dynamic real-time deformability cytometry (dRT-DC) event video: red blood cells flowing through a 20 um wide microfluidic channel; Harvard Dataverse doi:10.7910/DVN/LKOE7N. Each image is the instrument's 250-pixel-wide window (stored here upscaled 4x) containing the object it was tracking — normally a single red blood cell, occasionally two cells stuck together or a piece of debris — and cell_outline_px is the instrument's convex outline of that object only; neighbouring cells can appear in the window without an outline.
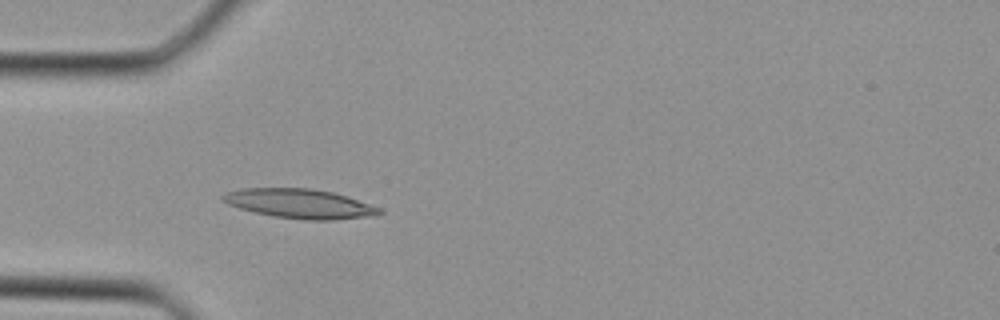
{"species": "Egyptian fruit bat (a non-hibernating species)", "species_latin": "Rousettus aegyptiacus", "temperature_condition": "cold", "stored_images_in_passage": 28, "camera_frame_rate_fps": 3000, "um_per_image_px": 0.085, "animal": {"sex": "female"}, "frame": {"image": 1, "passage_image": 1, "time_ms": 0.0, "image_size_px": [1000, 320], "cell_outline_px": [[384, 212], [376, 216], [332, 220], [308, 220], [276, 216], [256, 212], [240, 208], [228, 204], [220, 196], [228, 192], [240, 188], [312, 188], [332, 192], [348, 196], [380, 208]], "centroid_in_image_um": [25.53, 17.31], "position_along_channel_um": 59.5, "area_um2": 26.7}}
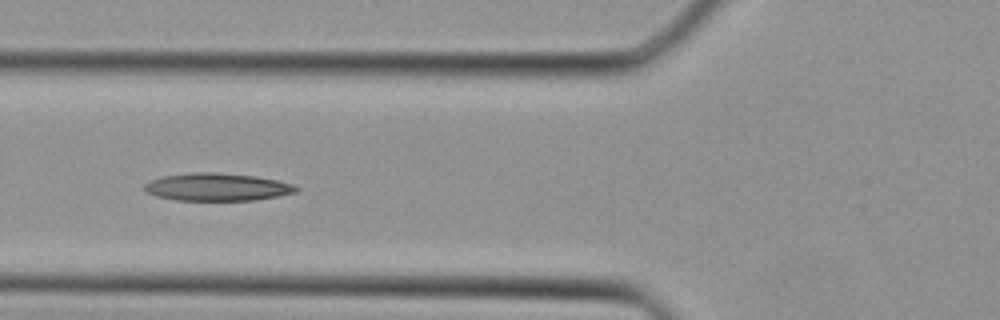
{"frame": {"image": 2, "passage_image": 4, "time_ms": 1.0, "image_size_px": [1000, 320], "cell_outline_px": [[300, 188], [296, 192], [256, 200], [176, 200], [156, 196], [144, 192], [144, 184], [160, 176], [192, 172], [216, 172], [256, 176], [276, 180], [292, 184]], "centroid_in_image_um": [18.42, 15.89], "position_along_channel_um": 107.4, "area_um2": 24.51}}
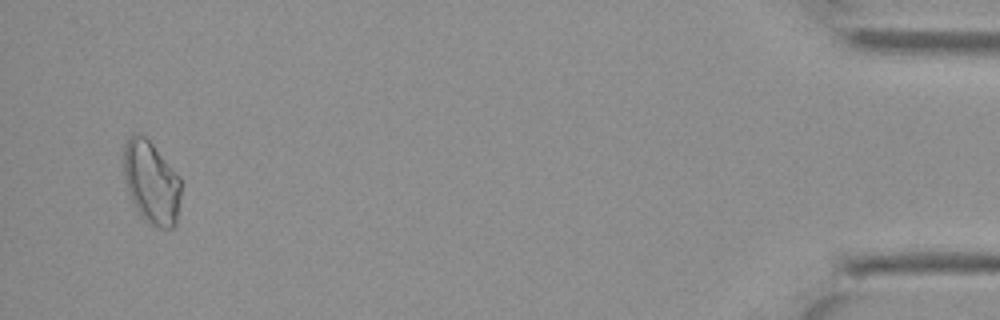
{"frame": {"image": 3, "passage_image": 27, "time_ms": 8.667, "image_size_px": [1000, 320], "cell_outline_px": [[180, 196], [176, 224], [172, 228], [160, 228], [148, 224], [144, 220], [136, 208], [128, 192], [124, 180], [124, 144], [132, 136], [144, 136], [152, 144], [180, 176]], "centroid_in_image_um": [12.87, 15.56], "position_along_channel_um": 422.3, "area_um2": 27.34}}